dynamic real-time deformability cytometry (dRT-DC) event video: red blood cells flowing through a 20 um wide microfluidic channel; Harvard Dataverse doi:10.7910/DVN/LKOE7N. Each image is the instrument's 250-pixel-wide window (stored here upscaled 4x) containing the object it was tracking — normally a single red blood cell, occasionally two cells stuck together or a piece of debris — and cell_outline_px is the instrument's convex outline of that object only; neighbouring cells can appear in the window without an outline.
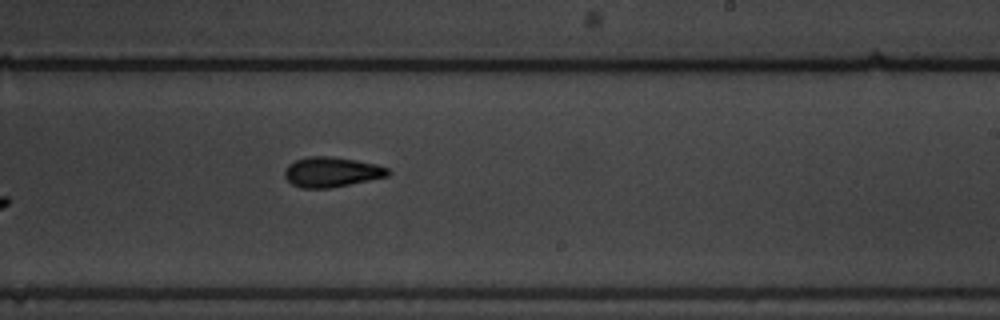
{"species": "common noctule bat (a hibernating species)", "species_latin": "Nyctalus noctula", "temperature_condition": "warm", "stored_images_in_passage": 10, "camera_frame_rate_fps": 3000, "um_per_image_px": 0.085, "animal": {"sex": "male", "body_mass_g": 19.5, "forearm_length_mm": 54.6}, "frame": {"image": 1, "passage_image": 10, "time_ms": 3.0, "image_size_px": [1000, 320], "cell_outline_px": [[392, 172], [388, 176], [332, 188], [300, 188], [292, 184], [284, 176], [284, 172], [288, 164], [296, 160], [308, 156], [332, 156], [356, 160], [376, 164], [388, 168]], "centroid_in_image_um": [28.19, 14.62], "position_along_channel_um": 260.8, "area_um2": 18.21}}